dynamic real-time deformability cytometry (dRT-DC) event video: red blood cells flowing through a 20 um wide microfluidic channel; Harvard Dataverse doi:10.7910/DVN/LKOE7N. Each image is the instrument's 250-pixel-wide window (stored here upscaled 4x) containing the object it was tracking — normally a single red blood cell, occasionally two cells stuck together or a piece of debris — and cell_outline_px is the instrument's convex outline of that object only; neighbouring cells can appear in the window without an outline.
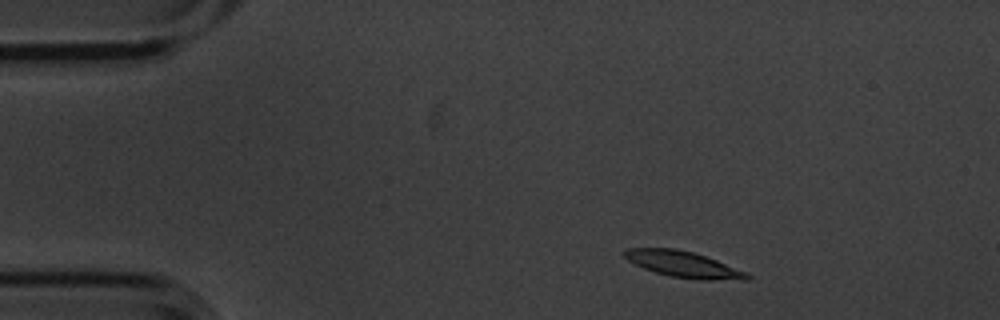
{"species": "common noctule bat (a hibernating species)", "species_latin": "Nyctalus noctula", "temperature_condition": "cold", "stored_images_in_passage": 3, "camera_frame_rate_fps": 3000, "um_per_image_px": 0.085, "animal": {"sex": "male", "body_mass_g": 20.1, "forearm_length_mm": 53.5}, "frame": {"image": 1, "passage_image": 1, "time_ms": 0.0, "image_size_px": [1000, 320], "cell_outline_px": [[752, 276], [748, 280], [704, 280], [672, 276], [656, 272], [644, 268], [628, 260], [620, 252], [624, 248], [676, 248], [692, 252], [716, 260], [744, 272]], "centroid_in_image_um": [58.04, 22.45], "position_along_channel_um": 27.0, "area_um2": 18.38}}